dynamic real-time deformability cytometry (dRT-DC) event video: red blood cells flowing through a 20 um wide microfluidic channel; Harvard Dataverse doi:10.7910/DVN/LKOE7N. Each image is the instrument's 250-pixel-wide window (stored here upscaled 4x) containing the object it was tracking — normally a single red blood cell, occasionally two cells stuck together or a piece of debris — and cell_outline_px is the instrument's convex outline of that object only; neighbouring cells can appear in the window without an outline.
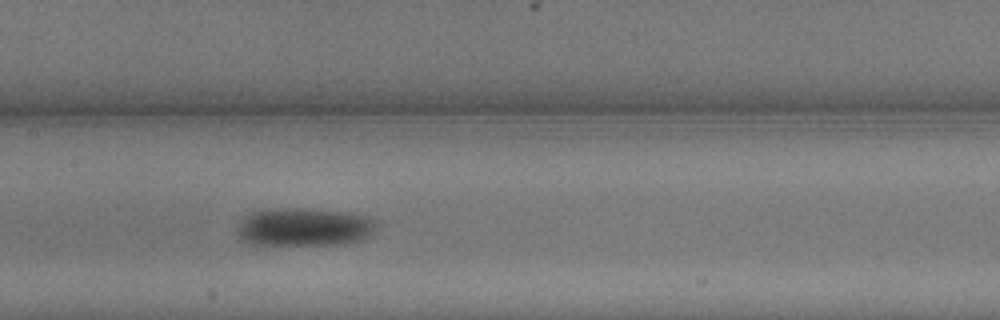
{"species": "common noctule bat (a hibernating species)", "species_latin": "Nyctalus noctula", "temperature_condition": "warm", "stored_images_in_passage": 5, "camera_frame_rate_fps": 3000, "um_per_image_px": 0.085, "animal": {"sex": "male", "body_mass_g": 13.3}, "frame": {"image": 1, "passage_image": 5, "time_ms": 1.333, "image_size_px": [1000, 320], "cell_outline_px": [[380, 224], [364, 240], [340, 244], [252, 244], [240, 240], [236, 236], [236, 228], [240, 220], [244, 216], [252, 212], [272, 208], [304, 208], [344, 212], [368, 216], [380, 220]], "centroid_in_image_um": [25.86, 19.29], "position_along_channel_um": 181.5, "area_um2": 31.5}}